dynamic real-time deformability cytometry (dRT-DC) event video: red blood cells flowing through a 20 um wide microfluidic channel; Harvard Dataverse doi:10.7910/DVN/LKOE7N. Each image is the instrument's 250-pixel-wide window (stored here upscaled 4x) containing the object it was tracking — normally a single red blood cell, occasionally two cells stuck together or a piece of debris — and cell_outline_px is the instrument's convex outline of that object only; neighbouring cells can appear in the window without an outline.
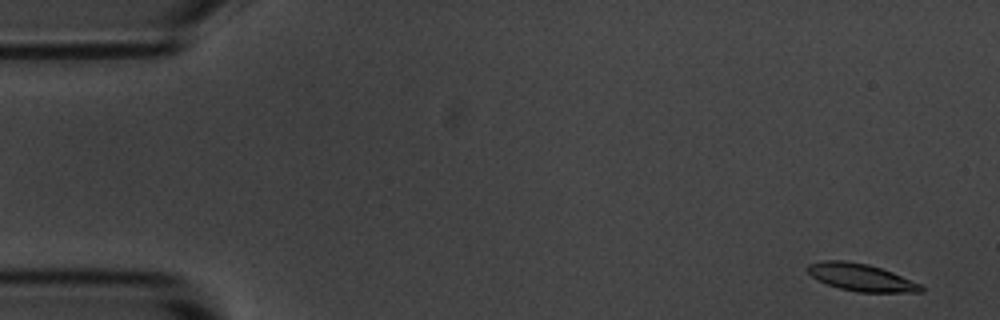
{"species": "common noctule bat (a hibernating species)", "species_latin": "Nyctalus noctula", "temperature_condition": "room temperature", "stored_images_in_passage": 4, "camera_frame_rate_fps": 3000, "um_per_image_px": 0.085, "animal": {"sex": "male", "body_mass_g": 20.1, "forearm_length_mm": 53.5}, "frame": {"image": 1, "passage_image": 1, "time_ms": 0.0, "image_size_px": [1000, 320], "cell_outline_px": [[924, 292], [856, 292], [840, 288], [816, 280], [808, 272], [808, 264], [824, 260], [844, 260], [868, 264], [892, 272], [920, 284], [924, 288]], "centroid_in_image_um": [73.18, 23.58], "position_along_channel_um": 11.8, "area_um2": 17.92}}
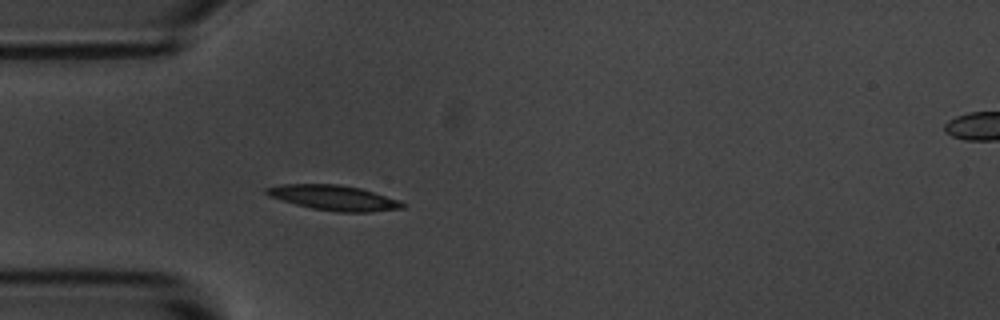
{"frame": {"image": 2, "passage_image": 4, "time_ms": 4.333, "image_size_px": [1000, 320], "cell_outline_px": [[408, 204], [404, 208], [368, 212], [336, 212], [312, 208], [296, 204], [268, 196], [264, 192], [264, 188], [280, 184], [340, 184], [360, 188], [400, 200]], "centroid_in_image_um": [28.39, 16.81], "position_along_channel_um": 56.6, "area_um2": 20.0}}